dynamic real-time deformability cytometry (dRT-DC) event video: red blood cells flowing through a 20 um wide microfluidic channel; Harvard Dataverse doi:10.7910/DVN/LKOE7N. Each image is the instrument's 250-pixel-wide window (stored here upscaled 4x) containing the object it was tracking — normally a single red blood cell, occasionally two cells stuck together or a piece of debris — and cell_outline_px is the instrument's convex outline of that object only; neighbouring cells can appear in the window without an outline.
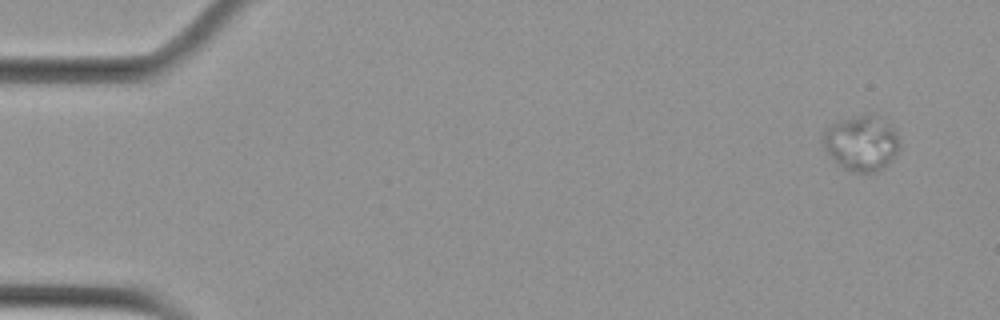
{"species": "Egyptian fruit bat (a non-hibernating species)", "species_latin": "Rousettus aegyptiacus", "temperature_condition": "cold", "stored_images_in_passage": 4, "camera_frame_rate_fps": 3000, "um_per_image_px": 0.085, "animal": {"sex": "female"}, "frame": {"image": 1, "passage_image": 1, "time_ms": 0.0, "image_size_px": [1000, 320], "cell_outline_px": [[900, 148], [896, 156], [880, 172], [852, 172], [844, 168], [824, 148], [820, 140], [824, 132], [832, 124], [856, 116], [868, 116], [892, 124], [896, 132], [900, 144]], "centroid_in_image_um": [73.26, 12.22], "position_along_channel_um": 11.7, "area_um2": 24.28}}
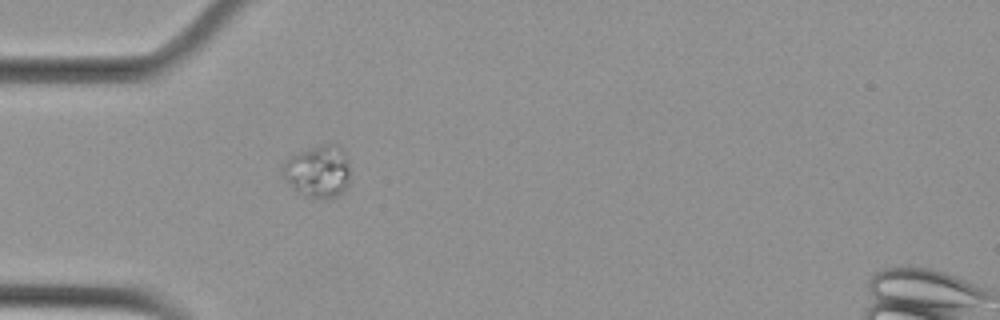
{"frame": {"image": 2, "passage_image": 4, "time_ms": 1.0, "image_size_px": [1000, 320], "cell_outline_px": [[348, 184], [344, 192], [336, 196], [308, 196], [300, 192], [284, 180], [284, 160], [288, 156], [320, 144], [336, 144], [344, 152], [348, 160]], "centroid_in_image_um": [27.03, 14.52], "position_along_channel_um": 58.0, "area_um2": 20.06}}